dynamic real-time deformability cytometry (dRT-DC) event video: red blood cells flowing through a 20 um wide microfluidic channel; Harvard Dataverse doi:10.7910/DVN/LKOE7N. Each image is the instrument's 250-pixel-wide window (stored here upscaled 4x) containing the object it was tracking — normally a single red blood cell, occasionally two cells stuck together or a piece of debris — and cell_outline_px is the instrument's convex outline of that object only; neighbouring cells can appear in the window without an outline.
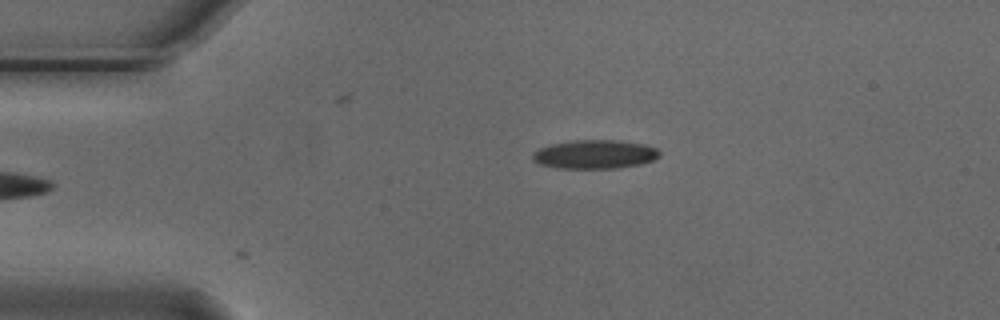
{"species": "Egyptian fruit bat (a non-hibernating species)", "species_latin": "Rousettus aegyptiacus", "temperature_condition": "cold", "stored_images_in_passage": 2, "camera_frame_rate_fps": 3000, "um_per_image_px": 0.085, "animal": {"sex": "male"}, "frame": {"image": 1, "passage_image": 2, "time_ms": 0.333, "image_size_px": [1000, 320], "cell_outline_px": [[660, 156], [652, 160], [640, 164], [616, 168], [556, 168], [540, 164], [532, 160], [532, 152], [540, 148], [552, 144], [576, 140], [612, 140], [644, 144], [656, 148], [660, 152]], "centroid_in_image_um": [50.54, 13.12], "position_along_channel_um": 34.5, "area_um2": 21.15}}